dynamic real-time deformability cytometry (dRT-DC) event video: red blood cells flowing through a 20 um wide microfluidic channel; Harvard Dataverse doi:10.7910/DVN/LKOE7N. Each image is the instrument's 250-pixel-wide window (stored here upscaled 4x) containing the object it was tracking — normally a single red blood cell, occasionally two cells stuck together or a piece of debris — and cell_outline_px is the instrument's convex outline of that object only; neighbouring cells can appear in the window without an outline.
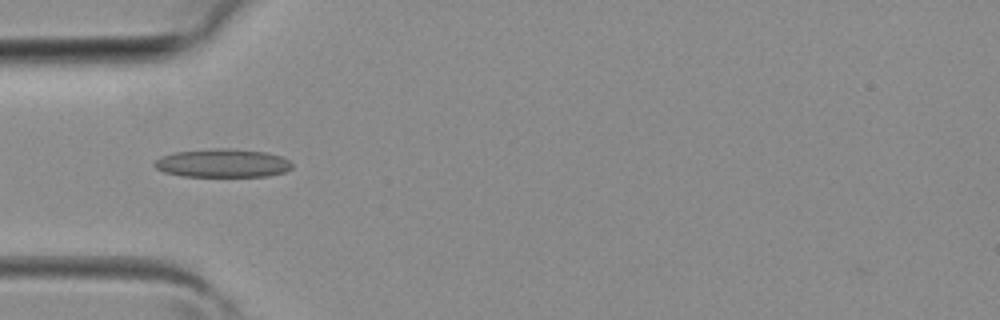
{"species": "common noctule bat (a hibernating species)", "species_latin": "Nyctalus noctula", "temperature_condition": "room temperature", "stored_images_in_passage": 4, "camera_frame_rate_fps": 3000, "um_per_image_px": 0.085, "animal": {"sex": "female", "body_mass_g": 19.3, "forearm_length_mm": 54.1}, "frame": {"image": 1, "passage_image": 3, "time_ms": 0.667, "image_size_px": [1000, 320], "cell_outline_px": [[292, 168], [284, 172], [268, 176], [184, 176], [164, 172], [156, 168], [152, 164], [160, 156], [176, 152], [220, 148], [228, 148], [264, 152], [280, 156], [288, 160], [292, 164]], "centroid_in_image_um": [18.91, 13.87], "position_along_channel_um": 66.1, "area_um2": 22.6}}
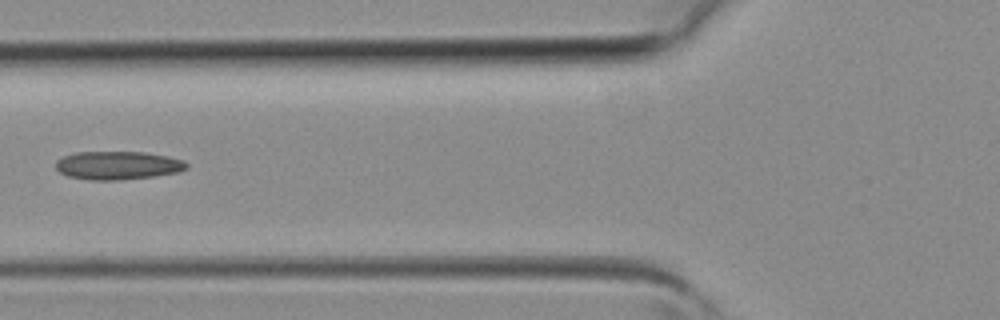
{"frame": {"image": 2, "passage_image": 4, "time_ms": 1.0, "image_size_px": [1000, 320], "cell_outline_px": [[188, 168], [180, 172], [152, 176], [120, 180], [88, 180], [68, 176], [60, 172], [56, 168], [56, 160], [64, 156], [76, 152], [144, 152], [168, 156], [184, 160], [188, 164]], "centroid_in_image_um": [10.03, 14.06], "position_along_channel_um": 115.8, "area_um2": 21.68}}